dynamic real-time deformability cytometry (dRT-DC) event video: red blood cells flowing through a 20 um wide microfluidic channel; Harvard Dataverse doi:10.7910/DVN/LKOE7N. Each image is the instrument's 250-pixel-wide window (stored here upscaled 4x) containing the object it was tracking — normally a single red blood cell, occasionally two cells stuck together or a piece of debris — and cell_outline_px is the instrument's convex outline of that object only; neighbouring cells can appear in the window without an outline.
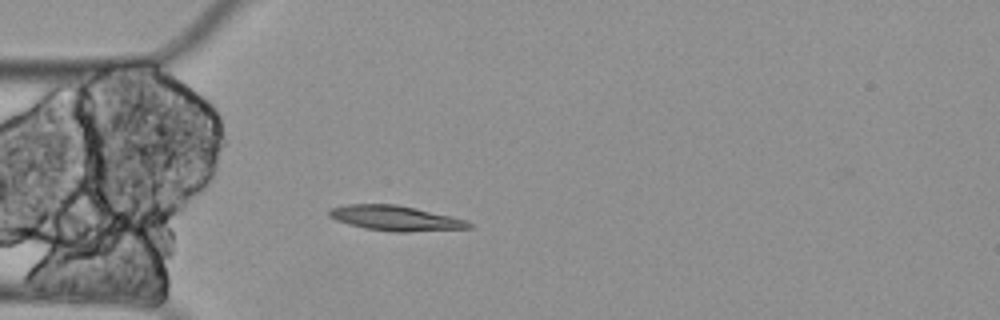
{"species": "Egyptian fruit bat (a non-hibernating species)", "species_latin": "Rousettus aegyptiacus", "temperature_condition": "cold", "stored_images_in_passage": 1, "camera_frame_rate_fps": 3000, "um_per_image_px": 0.085, "animal": {"sex": "female"}, "frame": {"image": 1, "passage_image": 1, "time_ms": 0.0, "image_size_px": [1000, 320], "cell_outline_px": [[472, 228], [408, 232], [396, 232], [364, 228], [348, 224], [336, 220], [328, 216], [328, 212], [332, 208], [348, 204], [396, 204], [416, 208], [452, 216], [468, 220], [472, 224]], "centroid_in_image_um": [33.65, 18.55], "position_along_channel_um": 51.4, "area_um2": 20.46}}